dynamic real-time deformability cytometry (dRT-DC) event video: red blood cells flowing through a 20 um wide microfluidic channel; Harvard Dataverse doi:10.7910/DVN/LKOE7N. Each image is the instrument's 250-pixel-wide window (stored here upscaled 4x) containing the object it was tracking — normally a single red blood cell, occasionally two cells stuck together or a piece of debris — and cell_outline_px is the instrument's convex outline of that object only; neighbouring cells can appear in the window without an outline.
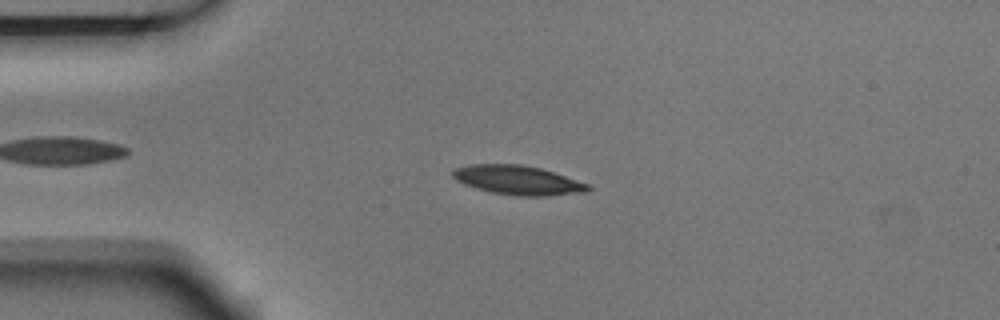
{"species": "Egyptian fruit bat (a non-hibernating species)", "species_latin": "Rousettus aegyptiacus", "temperature_condition": "room temperature", "stored_images_in_passage": 4, "camera_frame_rate_fps": 3000, "um_per_image_px": 0.085, "animal": {"sex": "male"}, "frame": {"image": 1, "passage_image": 3, "time_ms": 0.667, "image_size_px": [1000, 320], "cell_outline_px": [[592, 188], [588, 192], [548, 196], [520, 196], [492, 192], [476, 188], [464, 184], [456, 180], [452, 176], [452, 172], [456, 168], [472, 164], [520, 164], [540, 168], [588, 184]], "centroid_in_image_um": [44.02, 15.32], "position_along_channel_um": 41.0, "area_um2": 22.83}}